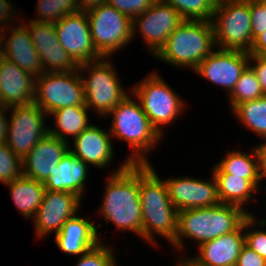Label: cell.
<instances>
[{
  "label": "cell",
  "instance_id": "45",
  "mask_svg": "<svg viewBox=\"0 0 266 266\" xmlns=\"http://www.w3.org/2000/svg\"><path fill=\"white\" fill-rule=\"evenodd\" d=\"M261 152L262 174L266 183V139L263 142H257Z\"/></svg>",
  "mask_w": 266,
  "mask_h": 266
},
{
  "label": "cell",
  "instance_id": "27",
  "mask_svg": "<svg viewBox=\"0 0 266 266\" xmlns=\"http://www.w3.org/2000/svg\"><path fill=\"white\" fill-rule=\"evenodd\" d=\"M7 186L16 210L25 219H32L43 201L45 186L43 183L21 175Z\"/></svg>",
  "mask_w": 266,
  "mask_h": 266
},
{
  "label": "cell",
  "instance_id": "14",
  "mask_svg": "<svg viewBox=\"0 0 266 266\" xmlns=\"http://www.w3.org/2000/svg\"><path fill=\"white\" fill-rule=\"evenodd\" d=\"M249 58V52L216 48L191 72L223 88L228 96L249 66Z\"/></svg>",
  "mask_w": 266,
  "mask_h": 266
},
{
  "label": "cell",
  "instance_id": "18",
  "mask_svg": "<svg viewBox=\"0 0 266 266\" xmlns=\"http://www.w3.org/2000/svg\"><path fill=\"white\" fill-rule=\"evenodd\" d=\"M0 55L14 62L22 70L30 73L35 78L44 73L29 30L20 20L16 25H10L0 31Z\"/></svg>",
  "mask_w": 266,
  "mask_h": 266
},
{
  "label": "cell",
  "instance_id": "6",
  "mask_svg": "<svg viewBox=\"0 0 266 266\" xmlns=\"http://www.w3.org/2000/svg\"><path fill=\"white\" fill-rule=\"evenodd\" d=\"M159 73L160 70L151 71L139 83L130 86L151 125L165 138L163 129L178 121L189 106Z\"/></svg>",
  "mask_w": 266,
  "mask_h": 266
},
{
  "label": "cell",
  "instance_id": "41",
  "mask_svg": "<svg viewBox=\"0 0 266 266\" xmlns=\"http://www.w3.org/2000/svg\"><path fill=\"white\" fill-rule=\"evenodd\" d=\"M250 55L266 56V31L259 34L252 43Z\"/></svg>",
  "mask_w": 266,
  "mask_h": 266
},
{
  "label": "cell",
  "instance_id": "13",
  "mask_svg": "<svg viewBox=\"0 0 266 266\" xmlns=\"http://www.w3.org/2000/svg\"><path fill=\"white\" fill-rule=\"evenodd\" d=\"M82 200L70 192L45 190L43 201L31 219L36 240L54 236L61 231L63 224L74 217L82 207Z\"/></svg>",
  "mask_w": 266,
  "mask_h": 266
},
{
  "label": "cell",
  "instance_id": "26",
  "mask_svg": "<svg viewBox=\"0 0 266 266\" xmlns=\"http://www.w3.org/2000/svg\"><path fill=\"white\" fill-rule=\"evenodd\" d=\"M247 151L230 149L211 168L212 174H232L244 179H264L262 174L261 152L258 144Z\"/></svg>",
  "mask_w": 266,
  "mask_h": 266
},
{
  "label": "cell",
  "instance_id": "20",
  "mask_svg": "<svg viewBox=\"0 0 266 266\" xmlns=\"http://www.w3.org/2000/svg\"><path fill=\"white\" fill-rule=\"evenodd\" d=\"M78 212L74 217L68 219L62 226L61 231L54 236V243L64 255L79 257L97 246L100 242H105L106 238L101 237L100 224L93 221L89 216H80ZM103 238V239H102Z\"/></svg>",
  "mask_w": 266,
  "mask_h": 266
},
{
  "label": "cell",
  "instance_id": "8",
  "mask_svg": "<svg viewBox=\"0 0 266 266\" xmlns=\"http://www.w3.org/2000/svg\"><path fill=\"white\" fill-rule=\"evenodd\" d=\"M251 21L250 0L217 2L211 20L216 48L250 52Z\"/></svg>",
  "mask_w": 266,
  "mask_h": 266
},
{
  "label": "cell",
  "instance_id": "28",
  "mask_svg": "<svg viewBox=\"0 0 266 266\" xmlns=\"http://www.w3.org/2000/svg\"><path fill=\"white\" fill-rule=\"evenodd\" d=\"M91 111L86 106H67L52 112L48 118H53L54 125H49V134L70 143L82 133L90 123Z\"/></svg>",
  "mask_w": 266,
  "mask_h": 266
},
{
  "label": "cell",
  "instance_id": "15",
  "mask_svg": "<svg viewBox=\"0 0 266 266\" xmlns=\"http://www.w3.org/2000/svg\"><path fill=\"white\" fill-rule=\"evenodd\" d=\"M208 180L195 176H171L164 178L169 199L177 211L214 207L220 203L217 182L210 171Z\"/></svg>",
  "mask_w": 266,
  "mask_h": 266
},
{
  "label": "cell",
  "instance_id": "2",
  "mask_svg": "<svg viewBox=\"0 0 266 266\" xmlns=\"http://www.w3.org/2000/svg\"><path fill=\"white\" fill-rule=\"evenodd\" d=\"M152 163L139 164V196L142 210V240L157 248L158 238L168 245L177 230L178 211L169 199L164 179Z\"/></svg>",
  "mask_w": 266,
  "mask_h": 266
},
{
  "label": "cell",
  "instance_id": "1",
  "mask_svg": "<svg viewBox=\"0 0 266 266\" xmlns=\"http://www.w3.org/2000/svg\"><path fill=\"white\" fill-rule=\"evenodd\" d=\"M111 169L104 184L100 206L95 208L104 222L112 223L118 232L135 234L142 239V210L139 196V164L125 159ZM116 169V170H115ZM103 217V218H102Z\"/></svg>",
  "mask_w": 266,
  "mask_h": 266
},
{
  "label": "cell",
  "instance_id": "4",
  "mask_svg": "<svg viewBox=\"0 0 266 266\" xmlns=\"http://www.w3.org/2000/svg\"><path fill=\"white\" fill-rule=\"evenodd\" d=\"M110 117L108 129L112 140L114 139L113 142L125 141V144L129 145V154L127 153L125 160L130 164L151 163L149 157L152 151L165 138L151 125L140 102L132 92L111 110L104 120Z\"/></svg>",
  "mask_w": 266,
  "mask_h": 266
},
{
  "label": "cell",
  "instance_id": "19",
  "mask_svg": "<svg viewBox=\"0 0 266 266\" xmlns=\"http://www.w3.org/2000/svg\"><path fill=\"white\" fill-rule=\"evenodd\" d=\"M107 128L92 123L69 143V151L90 167L100 170L109 168L114 163L116 153Z\"/></svg>",
  "mask_w": 266,
  "mask_h": 266
},
{
  "label": "cell",
  "instance_id": "34",
  "mask_svg": "<svg viewBox=\"0 0 266 266\" xmlns=\"http://www.w3.org/2000/svg\"><path fill=\"white\" fill-rule=\"evenodd\" d=\"M109 244L107 241L100 242L85 254L77 257L78 260L74 266H118L120 261L115 256L116 247Z\"/></svg>",
  "mask_w": 266,
  "mask_h": 266
},
{
  "label": "cell",
  "instance_id": "44",
  "mask_svg": "<svg viewBox=\"0 0 266 266\" xmlns=\"http://www.w3.org/2000/svg\"><path fill=\"white\" fill-rule=\"evenodd\" d=\"M106 0H76L79 11L87 12L90 9L98 7Z\"/></svg>",
  "mask_w": 266,
  "mask_h": 266
},
{
  "label": "cell",
  "instance_id": "30",
  "mask_svg": "<svg viewBox=\"0 0 266 266\" xmlns=\"http://www.w3.org/2000/svg\"><path fill=\"white\" fill-rule=\"evenodd\" d=\"M263 96L265 94L262 91L257 76L253 69L248 66L236 82L232 92L227 96L230 101L229 109L231 111L236 105L242 102L256 100Z\"/></svg>",
  "mask_w": 266,
  "mask_h": 266
},
{
  "label": "cell",
  "instance_id": "43",
  "mask_svg": "<svg viewBox=\"0 0 266 266\" xmlns=\"http://www.w3.org/2000/svg\"><path fill=\"white\" fill-rule=\"evenodd\" d=\"M9 108L0 104V143L6 142Z\"/></svg>",
  "mask_w": 266,
  "mask_h": 266
},
{
  "label": "cell",
  "instance_id": "21",
  "mask_svg": "<svg viewBox=\"0 0 266 266\" xmlns=\"http://www.w3.org/2000/svg\"><path fill=\"white\" fill-rule=\"evenodd\" d=\"M68 152V142L48 133L23 158L22 175L44 183Z\"/></svg>",
  "mask_w": 266,
  "mask_h": 266
},
{
  "label": "cell",
  "instance_id": "25",
  "mask_svg": "<svg viewBox=\"0 0 266 266\" xmlns=\"http://www.w3.org/2000/svg\"><path fill=\"white\" fill-rule=\"evenodd\" d=\"M213 175L217 182L220 203L238 206L249 215H255V212L249 210V207L253 205L250 203H255V201L258 205L257 201L259 200L257 195L259 191V194H261V191L266 190V184L263 182L264 179H244L242 176H232V174Z\"/></svg>",
  "mask_w": 266,
  "mask_h": 266
},
{
  "label": "cell",
  "instance_id": "24",
  "mask_svg": "<svg viewBox=\"0 0 266 266\" xmlns=\"http://www.w3.org/2000/svg\"><path fill=\"white\" fill-rule=\"evenodd\" d=\"M245 245L244 222L235 231L199 245L194 257L205 266H236Z\"/></svg>",
  "mask_w": 266,
  "mask_h": 266
},
{
  "label": "cell",
  "instance_id": "3",
  "mask_svg": "<svg viewBox=\"0 0 266 266\" xmlns=\"http://www.w3.org/2000/svg\"><path fill=\"white\" fill-rule=\"evenodd\" d=\"M248 216L242 208L223 203L214 207L181 210L177 216L176 235L170 246L176 253L185 251L189 255L186 251L187 241H194L198 247L237 230Z\"/></svg>",
  "mask_w": 266,
  "mask_h": 266
},
{
  "label": "cell",
  "instance_id": "42",
  "mask_svg": "<svg viewBox=\"0 0 266 266\" xmlns=\"http://www.w3.org/2000/svg\"><path fill=\"white\" fill-rule=\"evenodd\" d=\"M175 259V266H205L201 264L193 255L187 256L186 253L178 252L175 256Z\"/></svg>",
  "mask_w": 266,
  "mask_h": 266
},
{
  "label": "cell",
  "instance_id": "7",
  "mask_svg": "<svg viewBox=\"0 0 266 266\" xmlns=\"http://www.w3.org/2000/svg\"><path fill=\"white\" fill-rule=\"evenodd\" d=\"M111 59L84 63L78 69L84 87L85 106L101 120L131 93V87L126 90L121 83L122 76H118V69Z\"/></svg>",
  "mask_w": 266,
  "mask_h": 266
},
{
  "label": "cell",
  "instance_id": "9",
  "mask_svg": "<svg viewBox=\"0 0 266 266\" xmlns=\"http://www.w3.org/2000/svg\"><path fill=\"white\" fill-rule=\"evenodd\" d=\"M86 14L93 44L103 58H111L133 42V20L113 6L105 2Z\"/></svg>",
  "mask_w": 266,
  "mask_h": 266
},
{
  "label": "cell",
  "instance_id": "10",
  "mask_svg": "<svg viewBox=\"0 0 266 266\" xmlns=\"http://www.w3.org/2000/svg\"><path fill=\"white\" fill-rule=\"evenodd\" d=\"M34 103L48 116L67 106H85L79 71L44 72L36 78Z\"/></svg>",
  "mask_w": 266,
  "mask_h": 266
},
{
  "label": "cell",
  "instance_id": "23",
  "mask_svg": "<svg viewBox=\"0 0 266 266\" xmlns=\"http://www.w3.org/2000/svg\"><path fill=\"white\" fill-rule=\"evenodd\" d=\"M89 166L75 157L70 151L54 166L52 176L43 183L46 190L55 192H70L85 199L86 183L89 178Z\"/></svg>",
  "mask_w": 266,
  "mask_h": 266
},
{
  "label": "cell",
  "instance_id": "46",
  "mask_svg": "<svg viewBox=\"0 0 266 266\" xmlns=\"http://www.w3.org/2000/svg\"><path fill=\"white\" fill-rule=\"evenodd\" d=\"M266 12V0H255Z\"/></svg>",
  "mask_w": 266,
  "mask_h": 266
},
{
  "label": "cell",
  "instance_id": "5",
  "mask_svg": "<svg viewBox=\"0 0 266 266\" xmlns=\"http://www.w3.org/2000/svg\"><path fill=\"white\" fill-rule=\"evenodd\" d=\"M215 49L211 21L184 20L154 58L177 69L193 71Z\"/></svg>",
  "mask_w": 266,
  "mask_h": 266
},
{
  "label": "cell",
  "instance_id": "37",
  "mask_svg": "<svg viewBox=\"0 0 266 266\" xmlns=\"http://www.w3.org/2000/svg\"><path fill=\"white\" fill-rule=\"evenodd\" d=\"M250 14L252 39L254 40L259 34L266 31V12L255 0H250Z\"/></svg>",
  "mask_w": 266,
  "mask_h": 266
},
{
  "label": "cell",
  "instance_id": "12",
  "mask_svg": "<svg viewBox=\"0 0 266 266\" xmlns=\"http://www.w3.org/2000/svg\"><path fill=\"white\" fill-rule=\"evenodd\" d=\"M183 21L172 5L156 0L148 10L133 19L132 40L138 38L139 33L146 45V51L154 57Z\"/></svg>",
  "mask_w": 266,
  "mask_h": 266
},
{
  "label": "cell",
  "instance_id": "17",
  "mask_svg": "<svg viewBox=\"0 0 266 266\" xmlns=\"http://www.w3.org/2000/svg\"><path fill=\"white\" fill-rule=\"evenodd\" d=\"M54 26L61 46L78 65L103 58L93 44L86 12L66 15Z\"/></svg>",
  "mask_w": 266,
  "mask_h": 266
},
{
  "label": "cell",
  "instance_id": "36",
  "mask_svg": "<svg viewBox=\"0 0 266 266\" xmlns=\"http://www.w3.org/2000/svg\"><path fill=\"white\" fill-rule=\"evenodd\" d=\"M156 0H106L105 2L132 20L148 10Z\"/></svg>",
  "mask_w": 266,
  "mask_h": 266
},
{
  "label": "cell",
  "instance_id": "40",
  "mask_svg": "<svg viewBox=\"0 0 266 266\" xmlns=\"http://www.w3.org/2000/svg\"><path fill=\"white\" fill-rule=\"evenodd\" d=\"M249 66L255 72L262 91L266 95V56L250 55Z\"/></svg>",
  "mask_w": 266,
  "mask_h": 266
},
{
  "label": "cell",
  "instance_id": "38",
  "mask_svg": "<svg viewBox=\"0 0 266 266\" xmlns=\"http://www.w3.org/2000/svg\"><path fill=\"white\" fill-rule=\"evenodd\" d=\"M21 14L8 0H0V31L20 20Z\"/></svg>",
  "mask_w": 266,
  "mask_h": 266
},
{
  "label": "cell",
  "instance_id": "11",
  "mask_svg": "<svg viewBox=\"0 0 266 266\" xmlns=\"http://www.w3.org/2000/svg\"><path fill=\"white\" fill-rule=\"evenodd\" d=\"M8 114L6 144L23 160L49 133V125L45 121L49 116L34 102L30 105L10 107Z\"/></svg>",
  "mask_w": 266,
  "mask_h": 266
},
{
  "label": "cell",
  "instance_id": "22",
  "mask_svg": "<svg viewBox=\"0 0 266 266\" xmlns=\"http://www.w3.org/2000/svg\"><path fill=\"white\" fill-rule=\"evenodd\" d=\"M0 66V104L7 108L32 104L36 78L1 55Z\"/></svg>",
  "mask_w": 266,
  "mask_h": 266
},
{
  "label": "cell",
  "instance_id": "31",
  "mask_svg": "<svg viewBox=\"0 0 266 266\" xmlns=\"http://www.w3.org/2000/svg\"><path fill=\"white\" fill-rule=\"evenodd\" d=\"M31 20L55 23L64 16L79 12L76 0H38Z\"/></svg>",
  "mask_w": 266,
  "mask_h": 266
},
{
  "label": "cell",
  "instance_id": "32",
  "mask_svg": "<svg viewBox=\"0 0 266 266\" xmlns=\"http://www.w3.org/2000/svg\"><path fill=\"white\" fill-rule=\"evenodd\" d=\"M172 5L184 20L211 21L216 0H163Z\"/></svg>",
  "mask_w": 266,
  "mask_h": 266
},
{
  "label": "cell",
  "instance_id": "16",
  "mask_svg": "<svg viewBox=\"0 0 266 266\" xmlns=\"http://www.w3.org/2000/svg\"><path fill=\"white\" fill-rule=\"evenodd\" d=\"M41 60L44 72H74L79 65L61 46L54 23L21 18Z\"/></svg>",
  "mask_w": 266,
  "mask_h": 266
},
{
  "label": "cell",
  "instance_id": "35",
  "mask_svg": "<svg viewBox=\"0 0 266 266\" xmlns=\"http://www.w3.org/2000/svg\"><path fill=\"white\" fill-rule=\"evenodd\" d=\"M22 175V160L7 146L0 143V183L12 182Z\"/></svg>",
  "mask_w": 266,
  "mask_h": 266
},
{
  "label": "cell",
  "instance_id": "33",
  "mask_svg": "<svg viewBox=\"0 0 266 266\" xmlns=\"http://www.w3.org/2000/svg\"><path fill=\"white\" fill-rule=\"evenodd\" d=\"M244 232L245 245L266 260V219L249 215L244 221Z\"/></svg>",
  "mask_w": 266,
  "mask_h": 266
},
{
  "label": "cell",
  "instance_id": "29",
  "mask_svg": "<svg viewBox=\"0 0 266 266\" xmlns=\"http://www.w3.org/2000/svg\"><path fill=\"white\" fill-rule=\"evenodd\" d=\"M231 114L236 118L239 126L260 138L258 141L262 142L266 139V95L236 105L231 110Z\"/></svg>",
  "mask_w": 266,
  "mask_h": 266
},
{
  "label": "cell",
  "instance_id": "39",
  "mask_svg": "<svg viewBox=\"0 0 266 266\" xmlns=\"http://www.w3.org/2000/svg\"><path fill=\"white\" fill-rule=\"evenodd\" d=\"M236 266H266V260L257 252L244 245L238 256Z\"/></svg>",
  "mask_w": 266,
  "mask_h": 266
}]
</instances>
